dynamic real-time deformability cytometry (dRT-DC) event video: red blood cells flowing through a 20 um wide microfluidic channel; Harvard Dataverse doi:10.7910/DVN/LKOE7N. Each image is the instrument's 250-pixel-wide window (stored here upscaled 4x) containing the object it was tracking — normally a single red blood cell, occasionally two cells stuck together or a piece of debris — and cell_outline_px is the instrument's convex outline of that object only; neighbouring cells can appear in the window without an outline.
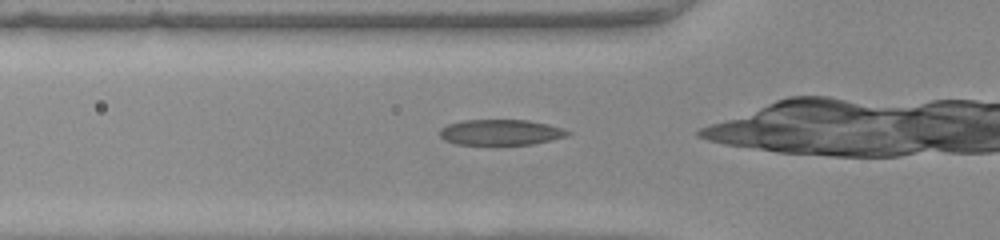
{"species": "common noctule bat (a hibernating species)", "species_latin": "Nyctalus noctula", "temperature_condition": "warm", "stored_images_in_passage": 23, "camera_frame_rate_fps": 3000, "um_per_image_px": 0.085, "animal": {"sex": "female", "body_mass_g": 22.0, "forearm_length_mm": 56.7}, "frame": {"image": 1, "passage_image": 2, "time_ms": 0.333, "image_size_px": [1000, 240], "cell_outline_px": [[572, 132], [568, 136], [532, 144], [456, 144], [444, 140], [440, 136], [440, 128], [448, 124], [460, 120], [528, 120], [548, 124], [564, 128]], "centroid_in_image_um": [42.57, 11.23], "position_along_channel_um": 83.2, "area_um2": 19.13}}
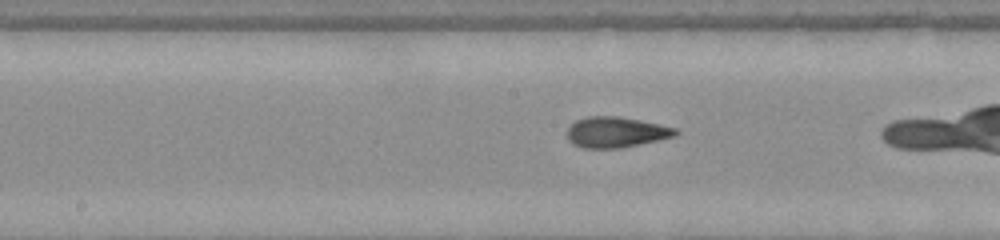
{"frame": {"image": 2, "passage_image": 10, "time_ms": 3.0, "image_size_px": [1000, 240], "cell_outline_px": [[680, 132], [676, 136], [660, 140], [620, 148], [584, 148], [572, 144], [568, 140], [568, 128], [576, 120], [588, 116], [620, 116], [640, 120], [676, 128]], "centroid_in_image_um": [52.38, 11.24], "position_along_channel_um": 195.8, "area_um2": 19.42}}
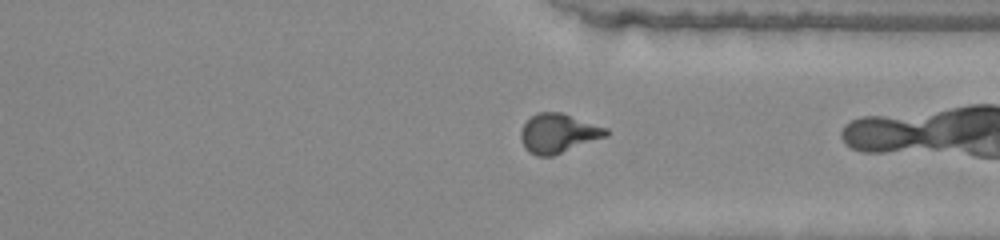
{"frame": {"image": 3, "passage_image": 22, "time_ms": 7.0, "image_size_px": [1000, 240], "cell_outline_px": [[608, 136], [552, 156], [536, 156], [528, 152], [524, 148], [520, 140], [520, 132], [524, 124], [536, 112], [560, 112], [608, 128]], "centroid_in_image_um": [47.43, 11.34], "position_along_channel_um": 364.0, "area_um2": 19.54}}